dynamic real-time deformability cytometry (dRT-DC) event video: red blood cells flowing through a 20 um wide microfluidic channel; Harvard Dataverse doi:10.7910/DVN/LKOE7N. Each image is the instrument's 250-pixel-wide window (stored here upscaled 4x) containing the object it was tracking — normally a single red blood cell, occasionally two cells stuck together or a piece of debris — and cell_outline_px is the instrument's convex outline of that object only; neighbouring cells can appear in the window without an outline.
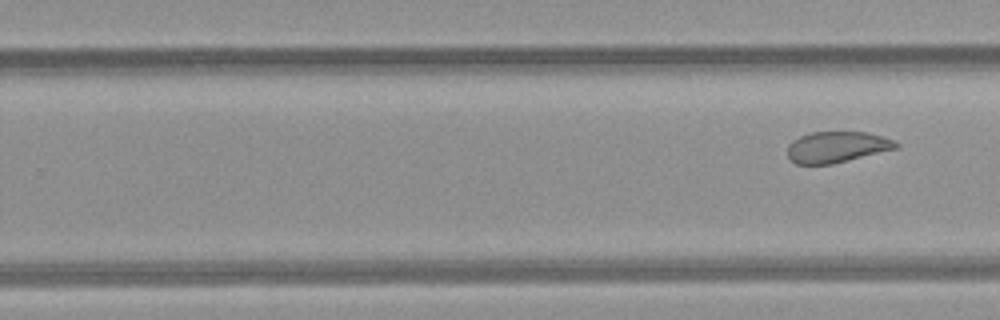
{"species": "common noctule bat (a hibernating species)", "species_latin": "Nyctalus noctula", "temperature_condition": "room temperature", "stored_images_in_passage": 11, "segment_of_instrument_passage": [2, 2], "camera_frame_rate_fps": 3000, "um_per_image_px": 0.085, "animal": {"sex": "female", "body_mass_g": 21.9}, "frame": {"image": 1, "passage_image": 11, "time_ms": 12.333, "image_size_px": [1000, 320], "cell_outline_px": [[900, 144], [896, 148], [832, 164], [796, 164], [788, 156], [788, 144], [792, 140], [800, 136], [812, 132], [864, 132], [896, 140]], "centroid_in_image_um": [71.11, 12.49], "position_along_channel_um": 258.7, "area_um2": 19.42}}